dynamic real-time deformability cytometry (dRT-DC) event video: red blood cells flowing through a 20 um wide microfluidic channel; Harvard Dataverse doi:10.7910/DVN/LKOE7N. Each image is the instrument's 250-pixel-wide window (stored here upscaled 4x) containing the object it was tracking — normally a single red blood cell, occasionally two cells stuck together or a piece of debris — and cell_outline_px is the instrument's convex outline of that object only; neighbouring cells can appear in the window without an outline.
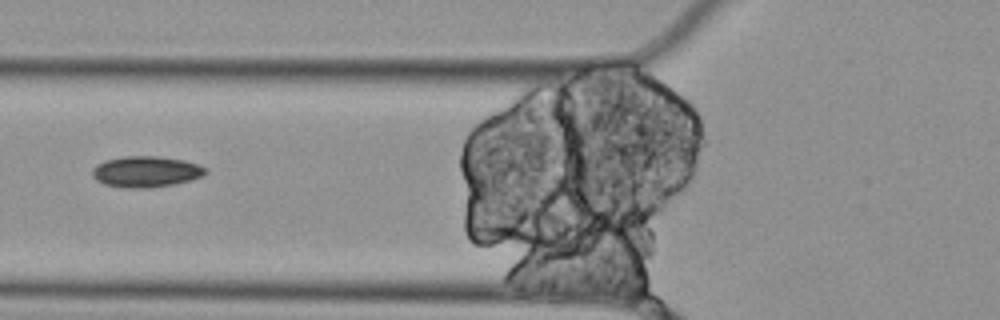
{"species": "Egyptian fruit bat (a non-hibernating species)", "species_latin": "Rousettus aegyptiacus", "temperature_condition": "cold", "stored_images_in_passage": 5, "segment_of_instrument_passage": [2, 2], "camera_frame_rate_fps": 3000, "um_per_image_px": 0.085, "animal": {"sex": "female"}, "frame": {"image": 1, "passage_image": 3, "time_ms": 0.667, "image_size_px": [1000, 320], "cell_outline_px": [[208, 172], [204, 176], [192, 180], [176, 184], [148, 188], [124, 188], [104, 184], [96, 180], [92, 176], [92, 168], [96, 164], [104, 160], [124, 156], [156, 156], [184, 160], [208, 168]], "centroid_in_image_um": [12.42, 14.6], "position_along_channel_um": 113.4, "area_um2": 20.81}}
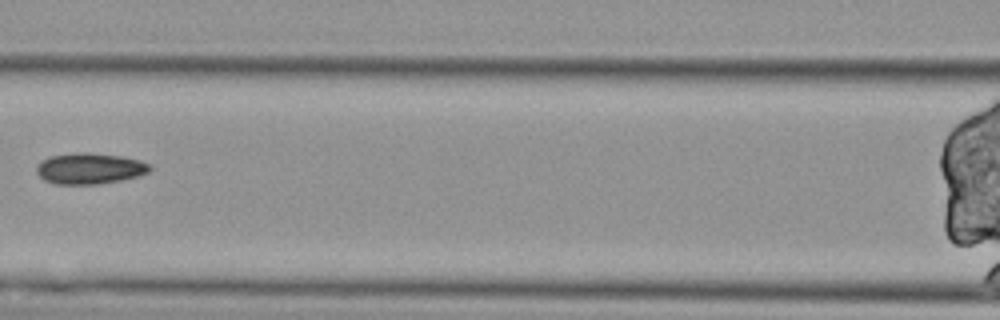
{"frame": {"image": 2, "passage_image": 4, "time_ms": 1.0, "image_size_px": [1000, 320], "cell_outline_px": [[152, 168], [148, 172], [136, 176], [120, 180], [96, 184], [56, 184], [44, 180], [36, 172], [36, 164], [40, 160], [48, 156], [76, 152], [88, 152], [120, 156], [140, 160], [152, 164]], "centroid_in_image_um": [7.59, 14.3], "position_along_channel_um": 159.0, "area_um2": 20.63}}
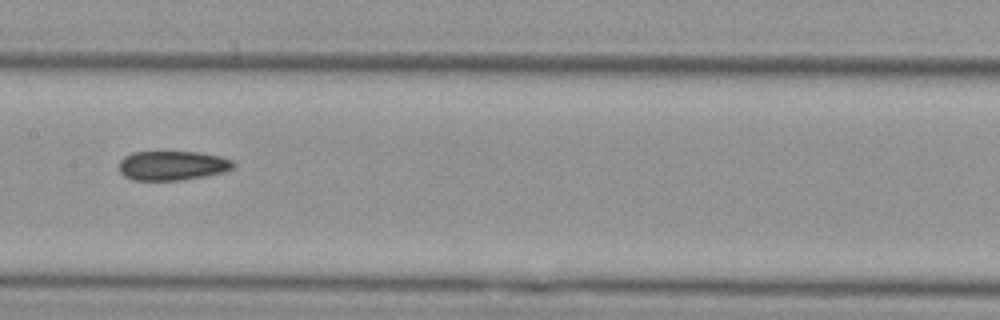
{"frame": {"image": 3, "passage_image": 5, "time_ms": 1.333, "image_size_px": [1000, 320], "cell_outline_px": [[236, 164], [232, 168], [224, 172], [208, 176], [180, 180], [132, 180], [124, 176], [120, 172], [120, 160], [124, 156], [132, 152], [200, 152], [220, 156], [232, 160]], "centroid_in_image_um": [14.67, 14.07], "position_along_channel_um": 192.7, "area_um2": 19.71}}